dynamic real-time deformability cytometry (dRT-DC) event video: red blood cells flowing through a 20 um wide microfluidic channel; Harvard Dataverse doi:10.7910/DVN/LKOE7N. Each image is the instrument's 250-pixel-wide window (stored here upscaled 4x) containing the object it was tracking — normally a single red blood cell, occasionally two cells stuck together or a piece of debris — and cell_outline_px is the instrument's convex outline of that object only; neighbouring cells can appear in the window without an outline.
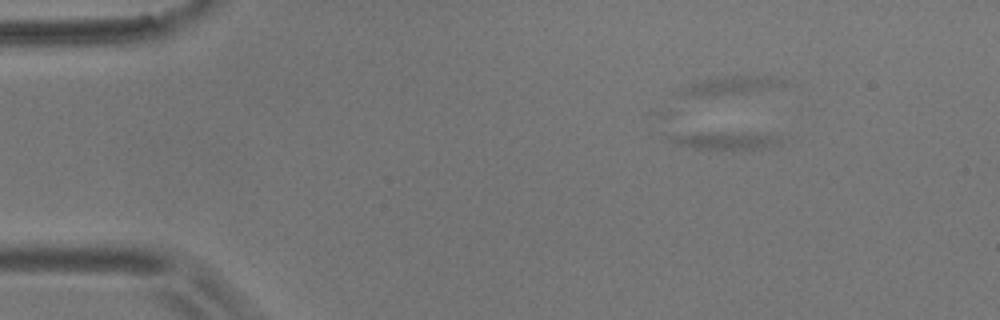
{"species": "common noctule bat (a hibernating species)", "species_latin": "Nyctalus noctula", "temperature_condition": "room temperature", "stored_images_in_passage": 4, "segment_of_instrument_passage": [1, 2], "camera_frame_rate_fps": 3000, "um_per_image_px": 0.085, "animal": {"sex": "male", "body_mass_g": 17.9}, "frame": {"image": 1, "passage_image": 1, "time_ms": 0.0, "image_size_px": [1000, 320], "cell_outline_px": [[784, 140], [780, 144], [760, 148], [692, 148], [676, 144], [668, 140], [664, 136], [740, 132], [780, 136]], "centroid_in_image_um": [61.73, 11.94], "position_along_channel_um": 23.3, "area_um2": 10.69}}